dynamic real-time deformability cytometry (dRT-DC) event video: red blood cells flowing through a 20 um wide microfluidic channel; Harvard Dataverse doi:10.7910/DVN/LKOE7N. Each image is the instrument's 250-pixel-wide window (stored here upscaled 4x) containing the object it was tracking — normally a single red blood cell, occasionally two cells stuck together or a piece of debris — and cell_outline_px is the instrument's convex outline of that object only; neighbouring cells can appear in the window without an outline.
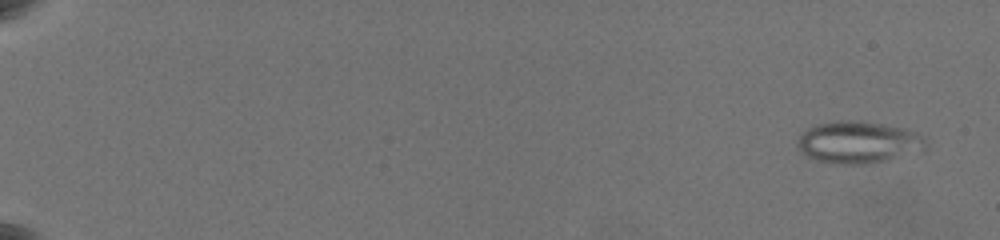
{"species": "common noctule bat (a hibernating species)", "species_latin": "Nyctalus noctula", "temperature_condition": "warm", "stored_images_in_passage": 47, "camera_frame_rate_fps": 3000, "um_per_image_px": 0.085, "animal": {"sex": "female", "body_mass_g": 19.5, "forearm_length_mm": 54.1}, "frame": {"image": 1, "passage_image": 2, "time_ms": 0.333, "image_size_px": [1000, 240], "cell_outline_px": [[928, 144], [924, 152], [864, 164], [840, 164], [816, 160], [804, 156], [796, 148], [796, 144], [800, 136], [808, 128], [820, 124], [836, 120], [848, 120], [884, 124], [904, 128], [916, 132], [924, 136]], "centroid_in_image_um": [72.99, 12.1], "position_along_channel_um": 12.0, "area_um2": 31.67}}
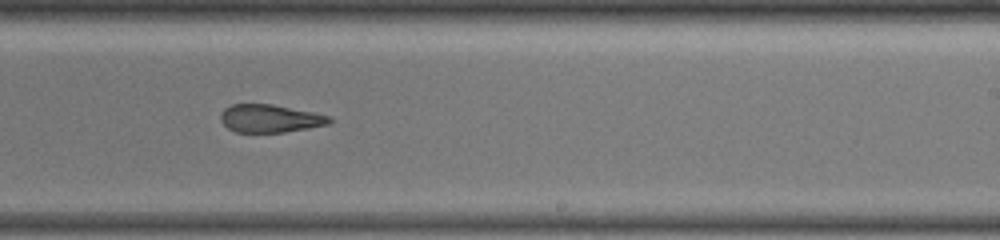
{"frame": {"image": 2, "passage_image": 31, "time_ms": 13.0, "image_size_px": [1000, 240], "cell_outline_px": [[332, 120], [328, 124], [308, 128], [284, 132], [236, 132], [228, 128], [220, 120], [220, 112], [224, 108], [232, 104], [272, 104], [332, 116]], "centroid_in_image_um": [22.93, 10.06], "position_along_channel_um": 266.1, "area_um2": 17.69}}
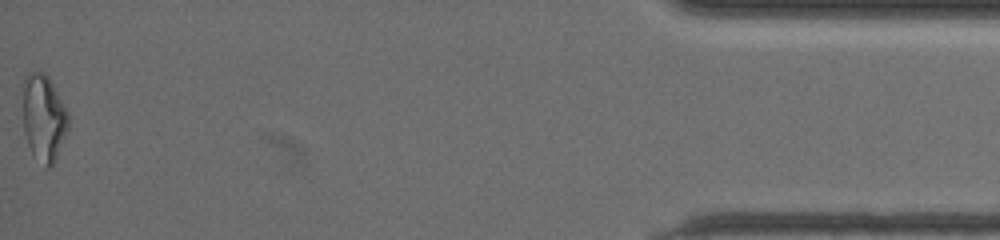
{"frame": {"image": 3, "passage_image": 47, "time_ms": 19.667, "image_size_px": [1000, 240], "cell_outline_px": [[68, 128], [56, 160], [48, 168], [32, 156], [24, 132], [24, 76], [28, 72], [44, 72], [48, 76], [68, 112]], "centroid_in_image_um": [3.72, 10.03], "position_along_channel_um": 431.5, "area_um2": 22.83}, "authors_computed_cell_mechanics": {"area_um2": 23.2356, "velocity_mm_per_s": 3.6358, "shape_relaxation_time_tau1_ms": null, "shape_relaxation_time_tau2_ms": 2.6131, "deformation_change_tau1": null, "deformation_change_tau2": 0.1111}}